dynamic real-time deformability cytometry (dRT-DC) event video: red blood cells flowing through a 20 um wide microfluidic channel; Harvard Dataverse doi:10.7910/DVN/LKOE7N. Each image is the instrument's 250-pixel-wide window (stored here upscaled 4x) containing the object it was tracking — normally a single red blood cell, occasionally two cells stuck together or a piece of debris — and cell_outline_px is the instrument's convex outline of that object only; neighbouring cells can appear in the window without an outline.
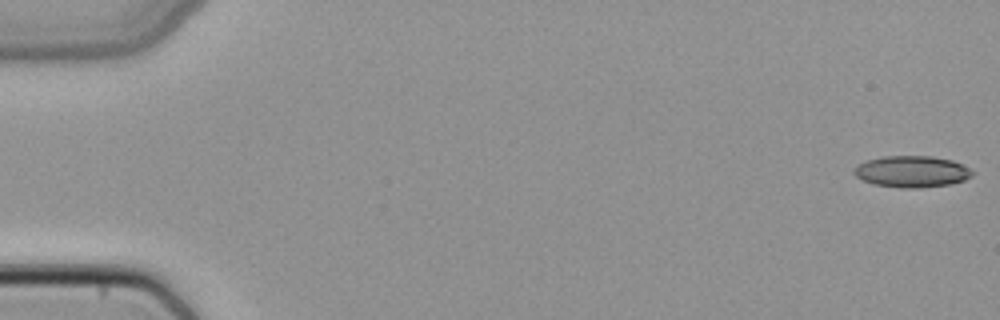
{"species": "common noctule bat (a hibernating species)", "species_latin": "Nyctalus noctula", "temperature_condition": "cold", "stored_images_in_passage": 50, "camera_frame_rate_fps": 3000, "um_per_image_px": 0.085, "animal": {"sex": "female", "body_mass_g": 22.7, "forearm_length_mm": 54.2}, "frame": {"image": 1, "passage_image": 1, "time_ms": 0.0, "image_size_px": [1000, 320], "cell_outline_px": [[972, 176], [964, 180], [948, 184], [920, 188], [900, 188], [872, 184], [856, 176], [852, 172], [852, 168], [868, 160], [880, 156], [932, 156], [952, 160], [964, 164], [972, 172]], "centroid_in_image_um": [77.48, 14.58], "position_along_channel_um": 7.5, "area_um2": 21.73}}
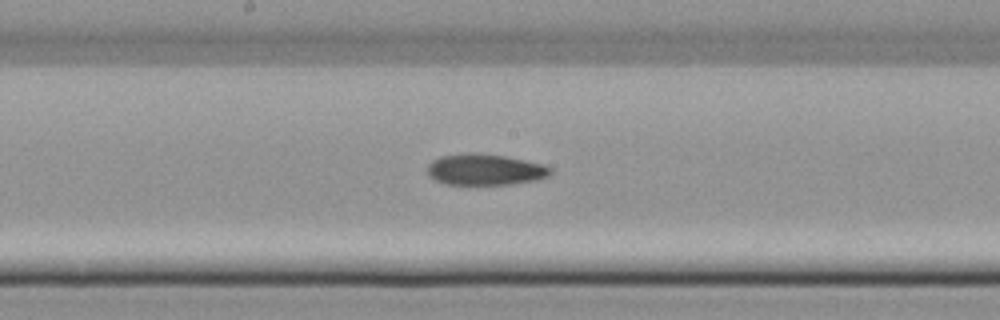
{"frame": {"image": 2, "passage_image": 27, "time_ms": 8.667, "image_size_px": [1000, 320], "cell_outline_px": [[552, 172], [548, 176], [536, 180], [512, 184], [448, 184], [436, 180], [428, 176], [428, 164], [432, 160], [440, 156], [472, 152], [476, 152], [504, 156], [544, 164], [552, 168]], "centroid_in_image_um": [41.23, 14.4], "position_along_channel_um": 207.0, "area_um2": 22.37}}
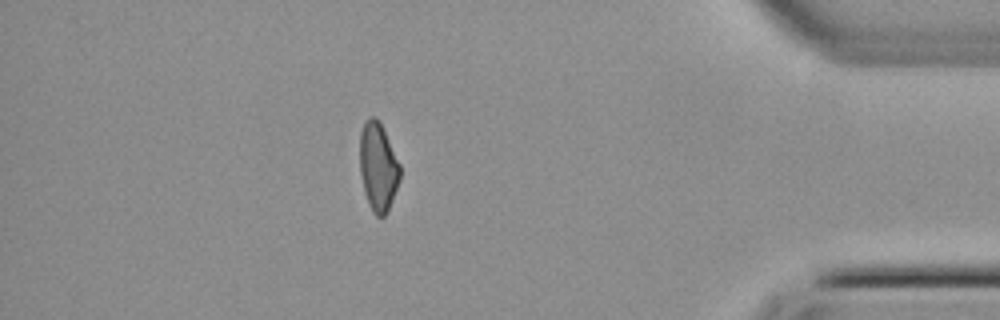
{"frame": {"image": 3, "passage_image": 44, "time_ms": 14.333, "image_size_px": [1000, 320], "cell_outline_px": [[400, 180], [388, 208], [384, 216], [376, 216], [372, 212], [364, 192], [360, 176], [360, 132], [364, 120], [368, 116], [376, 116], [380, 120], [400, 164]], "centroid_in_image_um": [32.12, 14.11], "position_along_channel_um": 403.1, "area_um2": 20.92}}